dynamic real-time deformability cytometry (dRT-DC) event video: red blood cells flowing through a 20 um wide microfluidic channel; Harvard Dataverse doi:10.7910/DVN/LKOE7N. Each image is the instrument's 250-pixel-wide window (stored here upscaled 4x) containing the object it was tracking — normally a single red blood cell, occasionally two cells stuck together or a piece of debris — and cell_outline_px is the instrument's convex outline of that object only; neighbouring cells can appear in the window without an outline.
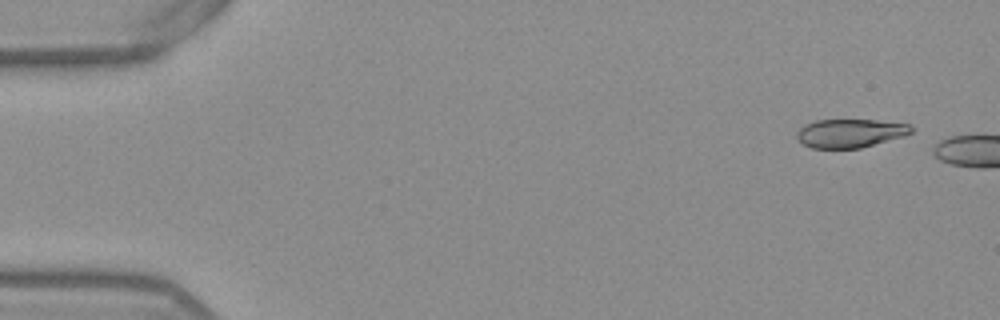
{"species": "Egyptian fruit bat (a non-hibernating species)", "species_latin": "Rousettus aegyptiacus", "temperature_condition": "warm", "stored_images_in_passage": 4, "camera_frame_rate_fps": 3000, "um_per_image_px": 0.085, "frame": {"image": 1, "passage_image": 3, "time_ms": 0.667, "image_size_px": [1000, 320], "cell_outline_px": [[912, 132], [904, 136], [860, 148], [812, 148], [804, 144], [796, 136], [796, 132], [804, 124], [816, 120], [876, 120], [912, 124]], "centroid_in_image_um": [72.27, 11.31], "position_along_channel_um": 12.7, "area_um2": 19.02}}